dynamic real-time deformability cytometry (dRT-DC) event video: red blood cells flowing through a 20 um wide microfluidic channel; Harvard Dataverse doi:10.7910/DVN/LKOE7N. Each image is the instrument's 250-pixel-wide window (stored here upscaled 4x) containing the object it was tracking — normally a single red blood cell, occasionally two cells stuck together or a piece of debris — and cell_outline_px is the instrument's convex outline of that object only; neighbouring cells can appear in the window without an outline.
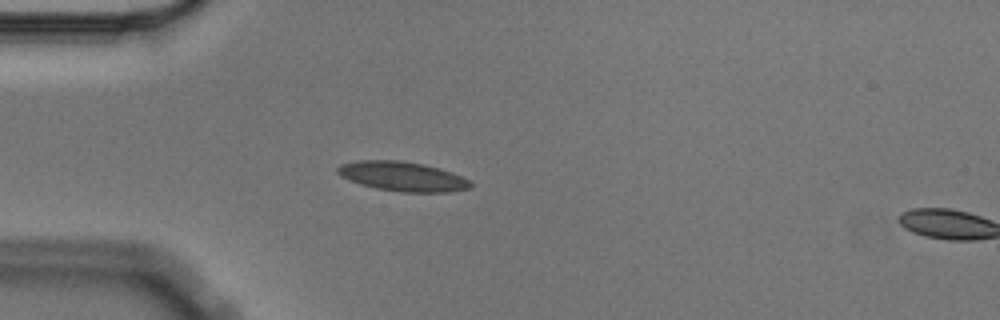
{"species": "Egyptian fruit bat (a non-hibernating species)", "species_latin": "Rousettus aegyptiacus", "temperature_condition": "cold", "stored_images_in_passage": 5, "camera_frame_rate_fps": 3000, "um_per_image_px": 0.085, "animal": {"sex": "male"}, "frame": {"image": 1, "passage_image": 4, "time_ms": 1.0, "image_size_px": [1000, 320], "cell_outline_px": [[472, 184], [468, 188], [448, 192], [400, 192], [376, 188], [360, 184], [348, 180], [340, 176], [336, 172], [336, 168], [340, 164], [360, 160], [400, 160], [424, 164], [440, 168], [452, 172], [468, 180]], "centroid_in_image_um": [34.16, 14.99], "position_along_channel_um": 50.8, "area_um2": 22.89}}